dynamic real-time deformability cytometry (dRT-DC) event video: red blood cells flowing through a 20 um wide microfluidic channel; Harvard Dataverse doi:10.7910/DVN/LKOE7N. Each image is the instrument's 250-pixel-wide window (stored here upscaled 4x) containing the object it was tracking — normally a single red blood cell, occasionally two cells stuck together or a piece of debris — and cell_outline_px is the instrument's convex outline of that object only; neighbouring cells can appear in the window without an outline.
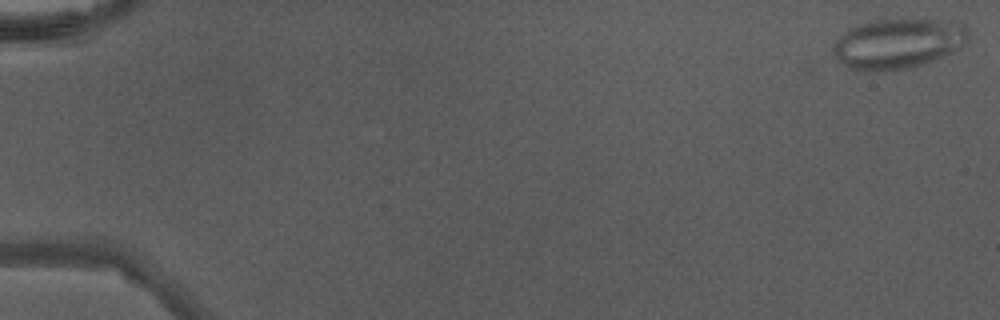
{"species": "Egyptian fruit bat (a non-hibernating species)", "species_latin": "Rousettus aegyptiacus", "temperature_condition": "warm", "stored_images_in_passage": 44, "segment_of_instrument_passage": [1, 2], "camera_frame_rate_fps": 3000, "um_per_image_px": 0.085, "animal": {"sex": "male"}, "frame": {"image": 1, "passage_image": 1, "time_ms": 0.0, "image_size_px": [1000, 320], "cell_outline_px": [[968, 44], [952, 52], [924, 64], [908, 68], [868, 72], [848, 68], [832, 52], [832, 48], [836, 40], [848, 28], [856, 24], [872, 20], [960, 20], [964, 24], [968, 32]], "centroid_in_image_um": [76.36, 3.69], "position_along_channel_um": 8.6, "area_um2": 39.77}}